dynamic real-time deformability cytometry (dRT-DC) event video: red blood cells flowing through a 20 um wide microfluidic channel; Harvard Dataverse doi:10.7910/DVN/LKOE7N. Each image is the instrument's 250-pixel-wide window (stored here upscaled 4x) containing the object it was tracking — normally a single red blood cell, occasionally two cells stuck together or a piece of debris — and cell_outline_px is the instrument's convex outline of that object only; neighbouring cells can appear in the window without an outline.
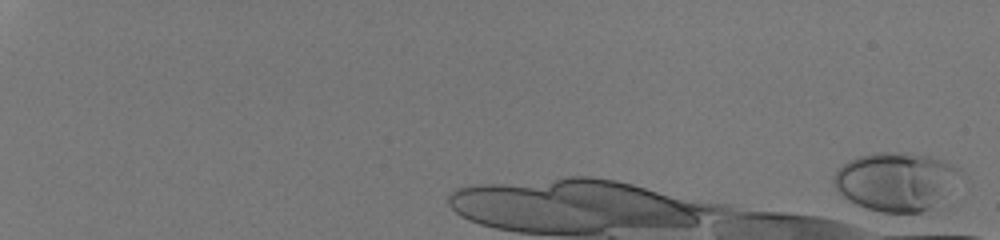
{"species": "human", "species_latin": "Homo sapiens", "temperature_condition": "room temperature", "stored_images_in_passage": 4, "camera_frame_rate_fps": 3000, "um_per_image_px": 0.085, "donor": {"sex": "male"}, "frame": {"image": 1, "passage_image": 1, "time_ms": 0.0, "image_size_px": [1000, 240], "cell_outline_px": [[968, 180], [928, 208], [920, 212], [884, 212], [868, 208], [856, 204], [844, 196], [832, 184], [832, 176], [848, 160], [860, 156], [876, 152], [908, 152], [928, 156], [944, 160], [960, 168], [964, 172]], "centroid_in_image_um": [76.27, 15.39], "position_along_channel_um": 8.7, "area_um2": 43.75}}